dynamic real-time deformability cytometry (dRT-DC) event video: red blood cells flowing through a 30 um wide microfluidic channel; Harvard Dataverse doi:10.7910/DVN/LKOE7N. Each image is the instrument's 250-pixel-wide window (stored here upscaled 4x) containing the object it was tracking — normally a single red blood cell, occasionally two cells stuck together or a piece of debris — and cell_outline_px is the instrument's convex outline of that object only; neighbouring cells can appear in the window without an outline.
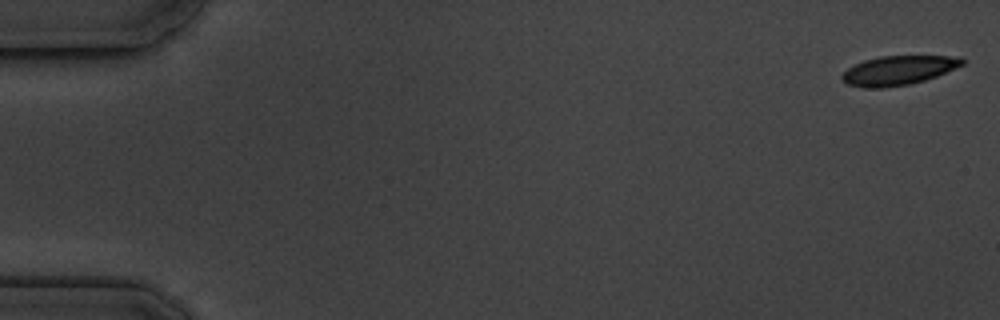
{"species": "common noctule bat (a hibernating species)", "species_latin": "Nyctalus noctula", "temperature_condition": "cold", "stored_images_in_passage": 5, "camera_frame_rate_fps": 3000, "um_per_image_px": 0.085, "animal": {"sex": "male", "body_mass_g": 19.5, "forearm_length_mm": 54.6}, "frame": {"image": 1, "passage_image": 1, "time_ms": 0.0, "image_size_px": [1000, 320], "cell_outline_px": [[964, 64], [936, 76], [924, 80], [908, 84], [884, 88], [864, 88], [848, 84], [840, 76], [848, 68], [864, 60], [880, 56], [960, 56], [964, 60]], "centroid_in_image_um": [76.36, 5.98], "position_along_channel_um": 8.6, "area_um2": 20.29}}
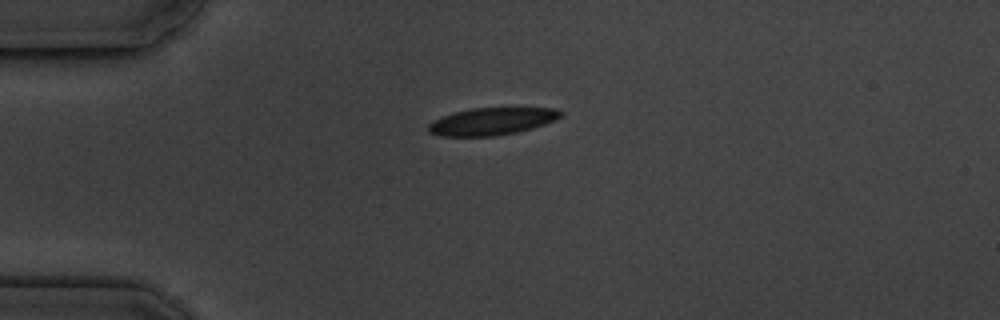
{"frame": {"image": 2, "passage_image": 4, "time_ms": 4.333, "image_size_px": [1000, 320], "cell_outline_px": [[564, 112], [556, 120], [532, 128], [516, 132], [496, 136], [440, 136], [428, 132], [428, 124], [432, 120], [440, 116], [452, 112], [472, 108], [556, 108]], "centroid_in_image_um": [41.77, 10.31], "position_along_channel_um": 43.2, "area_um2": 21.21}}